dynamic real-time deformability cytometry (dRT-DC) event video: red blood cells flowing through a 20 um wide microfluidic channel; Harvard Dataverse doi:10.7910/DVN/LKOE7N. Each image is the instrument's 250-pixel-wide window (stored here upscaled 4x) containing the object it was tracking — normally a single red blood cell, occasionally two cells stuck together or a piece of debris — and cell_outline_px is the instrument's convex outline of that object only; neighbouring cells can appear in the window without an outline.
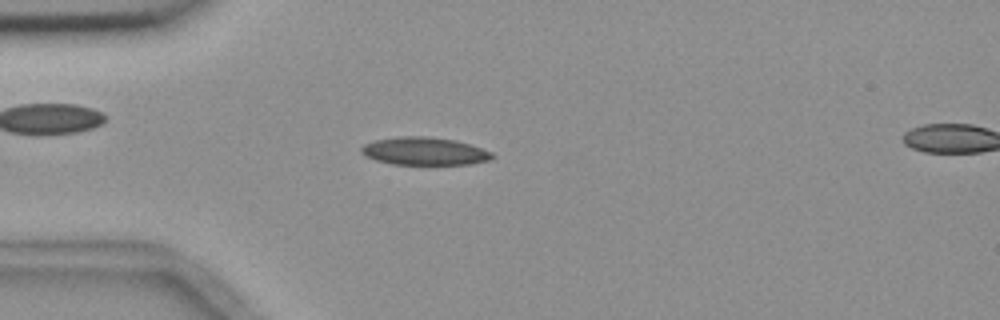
{"species": "common noctule bat (a hibernating species)", "species_latin": "Nyctalus noctula", "temperature_condition": "room temperature", "stored_images_in_passage": 6, "camera_frame_rate_fps": 3000, "um_per_image_px": 0.085, "animal": {"sex": "female", "body_mass_g": 18.4}, "frame": {"image": 1, "passage_image": 5, "time_ms": 4.333, "image_size_px": [1000, 320], "cell_outline_px": [[496, 156], [488, 160], [468, 164], [392, 164], [376, 160], [360, 152], [360, 148], [364, 144], [376, 140], [400, 136], [424, 136], [456, 140], [492, 152]], "centroid_in_image_um": [36.07, 12.85], "position_along_channel_um": 48.9, "area_um2": 20.98}}